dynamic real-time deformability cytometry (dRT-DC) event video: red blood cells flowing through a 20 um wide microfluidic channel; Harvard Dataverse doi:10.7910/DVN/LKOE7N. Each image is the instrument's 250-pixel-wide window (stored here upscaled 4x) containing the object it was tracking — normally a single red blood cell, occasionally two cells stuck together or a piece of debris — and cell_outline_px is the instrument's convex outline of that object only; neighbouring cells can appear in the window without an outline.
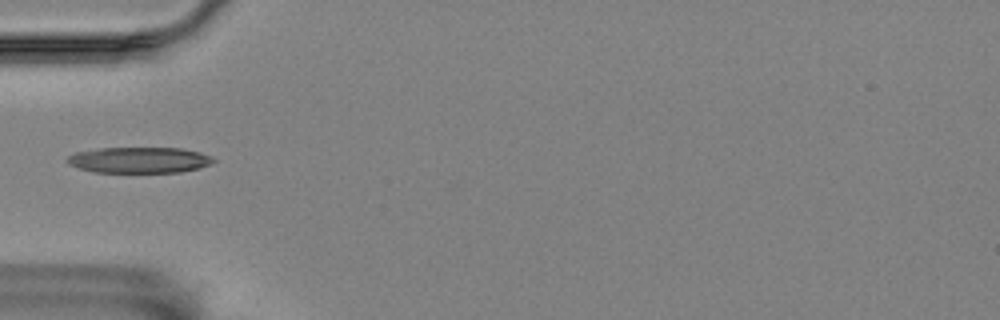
{"species": "Egyptian fruit bat (a non-hibernating species)", "species_latin": "Rousettus aegyptiacus", "temperature_condition": "room temperature", "stored_images_in_passage": 6, "camera_frame_rate_fps": 3000, "um_per_image_px": 0.085, "animal": {"sex": "female"}, "frame": {"image": 1, "passage_image": 5, "time_ms": 1.333, "image_size_px": [1000, 320], "cell_outline_px": [[216, 160], [200, 168], [180, 172], [92, 172], [68, 164], [64, 160], [68, 156], [76, 152], [100, 148], [180, 148], [200, 152], [212, 156]], "centroid_in_image_um": [11.82, 13.6], "position_along_channel_um": 73.2, "area_um2": 22.08}}
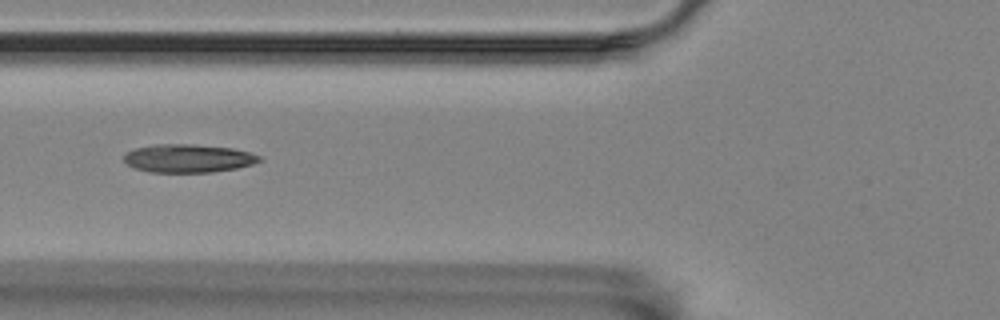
{"frame": {"image": 2, "passage_image": 6, "time_ms": 1.667, "image_size_px": [1000, 320], "cell_outline_px": [[264, 160], [252, 164], [236, 168], [212, 172], [148, 172], [136, 168], [128, 164], [124, 160], [124, 156], [128, 152], [136, 148], [156, 144], [192, 144], [232, 148], [248, 152], [260, 156]], "centroid_in_image_um": [16.02, 13.46], "position_along_channel_um": 109.8, "area_um2": 22.14}}